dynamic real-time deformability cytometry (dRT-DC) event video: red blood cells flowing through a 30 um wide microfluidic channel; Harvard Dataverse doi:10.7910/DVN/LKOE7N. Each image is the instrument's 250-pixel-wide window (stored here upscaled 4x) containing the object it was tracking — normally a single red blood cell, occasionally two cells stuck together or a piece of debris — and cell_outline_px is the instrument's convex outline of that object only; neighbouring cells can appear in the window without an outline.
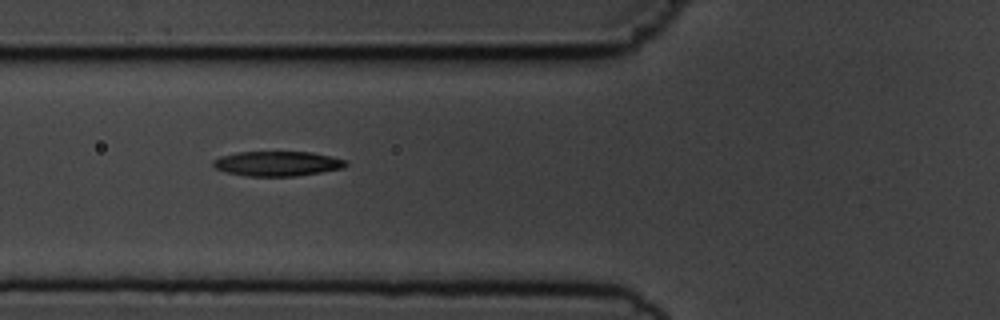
{"species": "common noctule bat (a hibernating species)", "species_latin": "Nyctalus noctula", "temperature_condition": "cold", "stored_images_in_passage": 4, "camera_frame_rate_fps": 3000, "um_per_image_px": 0.085, "animal": {"sex": "male", "body_mass_g": 19.5, "forearm_length_mm": 54.6}, "frame": {"image": 1, "passage_image": 3, "time_ms": 3.333, "image_size_px": [1000, 320], "cell_outline_px": [[348, 164], [344, 168], [296, 176], [244, 176], [224, 172], [216, 168], [212, 164], [212, 160], [220, 156], [236, 152], [312, 152], [332, 156], [348, 160]], "centroid_in_image_um": [23.57, 13.9], "position_along_channel_um": 102.2, "area_um2": 19.42}}
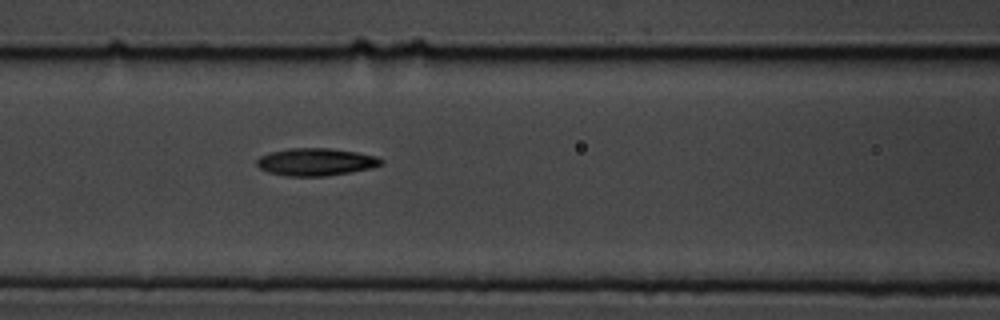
{"frame": {"image": 2, "passage_image": 4, "time_ms": 4.333, "image_size_px": [1000, 320], "cell_outline_px": [[384, 164], [372, 168], [352, 172], [324, 176], [288, 176], [268, 172], [260, 168], [256, 164], [256, 160], [260, 156], [272, 152], [288, 148], [328, 148], [356, 152], [376, 156], [384, 160]], "centroid_in_image_um": [26.87, 13.76], "position_along_channel_um": 139.7, "area_um2": 19.94}}